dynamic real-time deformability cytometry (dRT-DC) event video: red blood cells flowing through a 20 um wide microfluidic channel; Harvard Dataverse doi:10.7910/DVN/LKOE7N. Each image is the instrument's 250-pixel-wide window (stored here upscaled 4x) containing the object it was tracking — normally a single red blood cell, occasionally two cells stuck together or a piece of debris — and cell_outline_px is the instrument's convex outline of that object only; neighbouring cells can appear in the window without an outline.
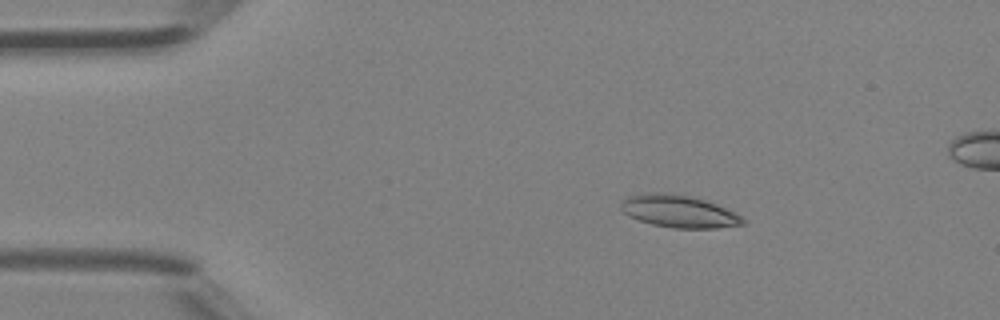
{"species": "Egyptian fruit bat (a non-hibernating species)", "species_latin": "Rousettus aegyptiacus", "temperature_condition": "room temperature", "stored_images_in_passage": 4, "camera_frame_rate_fps": 3000, "um_per_image_px": 0.085, "animal": {"sex": "female"}, "frame": {"image": 1, "passage_image": 2, "time_ms": 0.333, "image_size_px": [1000, 320], "cell_outline_px": [[748, 220], [744, 224], [716, 228], [672, 228], [652, 224], [640, 220], [624, 212], [620, 208], [620, 204], [628, 196], [644, 192], [664, 192], [688, 196], [704, 200], [724, 208]], "centroid_in_image_um": [57.68, 17.96], "position_along_channel_um": 27.3, "area_um2": 22.72}}